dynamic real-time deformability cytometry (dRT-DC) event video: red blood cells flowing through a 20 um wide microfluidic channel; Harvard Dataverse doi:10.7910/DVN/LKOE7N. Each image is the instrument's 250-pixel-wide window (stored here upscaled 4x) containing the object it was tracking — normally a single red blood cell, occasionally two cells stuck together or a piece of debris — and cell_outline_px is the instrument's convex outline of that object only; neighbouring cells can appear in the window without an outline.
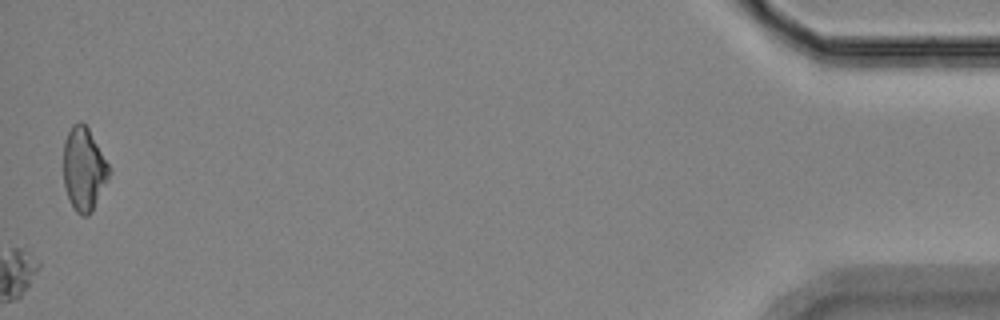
{"species": "Egyptian fruit bat (a non-hibernating species)", "species_latin": "Rousettus aegyptiacus", "temperature_condition": "room temperature", "stored_images_in_passage": 55, "camera_frame_rate_fps": 3000, "um_per_image_px": 0.085, "animal": {"sex": "female"}, "frame": {"image": 1, "passage_image": 55, "time_ms": 18.0, "image_size_px": [1000, 320], "cell_outline_px": [[112, 172], [92, 212], [88, 216], [80, 216], [76, 212], [68, 196], [64, 184], [64, 140], [72, 124], [80, 120], [88, 128], [112, 168]], "centroid_in_image_um": [7.16, 14.37], "position_along_channel_um": 428.0, "area_um2": 22.37}}